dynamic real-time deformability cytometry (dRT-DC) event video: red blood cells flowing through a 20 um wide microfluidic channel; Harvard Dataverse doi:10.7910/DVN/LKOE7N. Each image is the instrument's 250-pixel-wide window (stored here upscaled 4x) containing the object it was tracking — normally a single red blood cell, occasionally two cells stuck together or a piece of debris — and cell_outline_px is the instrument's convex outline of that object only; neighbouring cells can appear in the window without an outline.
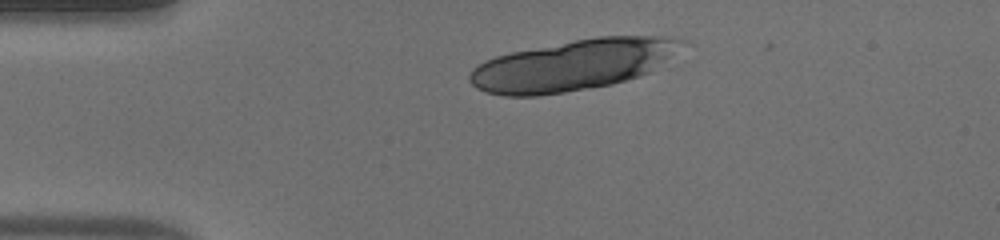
{"species": "human", "species_latin": "Homo sapiens", "temperature_condition": "warm", "stored_images_in_passage": 33, "camera_frame_rate_fps": 3000, "um_per_image_px": 0.085, "donor": {"sex": "male"}, "frame": {"image": 1, "passage_image": 1, "time_ms": 0.0, "image_size_px": [1000, 240], "cell_outline_px": [[692, 40], [648, 72], [640, 76], [612, 84], [564, 92], [536, 96], [504, 96], [484, 92], [476, 88], [468, 80], [468, 76], [472, 68], [484, 60], [496, 56], [512, 52], [576, 40], [600, 36], [676, 36]], "centroid_in_image_um": [48.7, 5.52], "position_along_channel_um": 36.3, "area_um2": 62.71}}
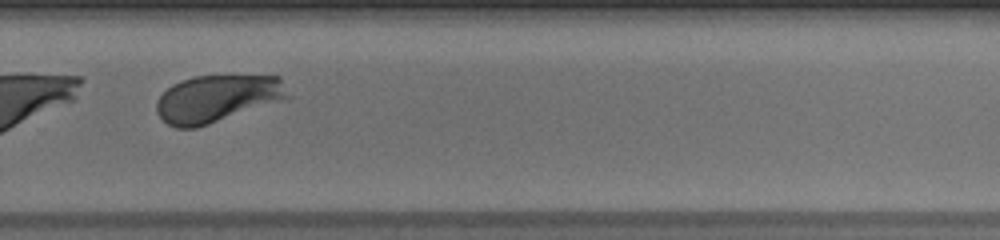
{"frame": {"image": 2, "passage_image": 25, "time_ms": 8.0, "image_size_px": [1000, 240], "cell_outline_px": [[292, 96], [196, 128], [176, 128], [168, 124], [156, 112], [156, 100], [172, 84], [180, 80], [196, 76], [280, 76]], "centroid_in_image_um": [18.43, 8.36], "position_along_channel_um": 311.4, "area_um2": 35.72}}
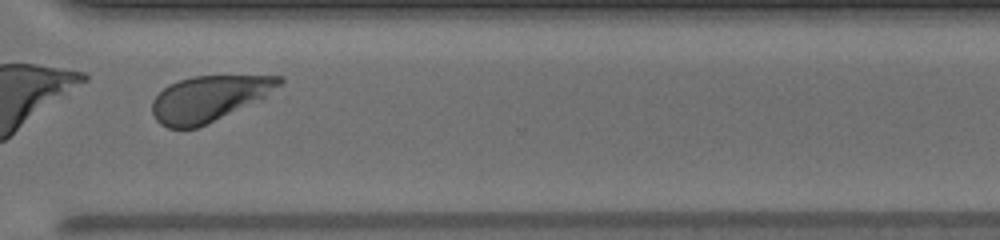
{"frame": {"image": 3, "passage_image": 28, "time_ms": 9.0, "image_size_px": [1000, 240], "cell_outline_px": [[284, 80], [268, 96], [196, 128], [168, 128], [160, 124], [156, 120], [152, 112], [152, 100], [168, 84], [192, 76], [284, 76]], "centroid_in_image_um": [17.74, 8.37], "position_along_channel_um": 352.9, "area_um2": 33.47}, "authors_computed_cell_mechanics": {"area_um2": 35.7204, "velocity_mm_per_s": 4.0802, "shape_relaxation_time_tau1_ms": 0.7721, "shape_relaxation_time_tau2_ms": null, "deformation_change_tau1": 0.2993, "deformation_change_tau2": null}}